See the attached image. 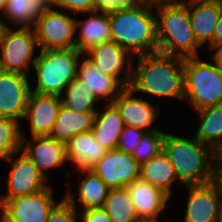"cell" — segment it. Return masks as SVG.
<instances>
[{
    "mask_svg": "<svg viewBox=\"0 0 222 222\" xmlns=\"http://www.w3.org/2000/svg\"><path fill=\"white\" fill-rule=\"evenodd\" d=\"M154 0L109 11L111 39L132 56L158 52Z\"/></svg>",
    "mask_w": 222,
    "mask_h": 222,
    "instance_id": "6da1fadb",
    "label": "cell"
},
{
    "mask_svg": "<svg viewBox=\"0 0 222 222\" xmlns=\"http://www.w3.org/2000/svg\"><path fill=\"white\" fill-rule=\"evenodd\" d=\"M130 88L135 92L184 100V58L160 52L138 55ZM134 70V71H133Z\"/></svg>",
    "mask_w": 222,
    "mask_h": 222,
    "instance_id": "7a4b0ae2",
    "label": "cell"
},
{
    "mask_svg": "<svg viewBox=\"0 0 222 222\" xmlns=\"http://www.w3.org/2000/svg\"><path fill=\"white\" fill-rule=\"evenodd\" d=\"M157 9L158 52L179 57L199 56L201 47L191 28L187 3L182 0H154Z\"/></svg>",
    "mask_w": 222,
    "mask_h": 222,
    "instance_id": "3957f363",
    "label": "cell"
},
{
    "mask_svg": "<svg viewBox=\"0 0 222 222\" xmlns=\"http://www.w3.org/2000/svg\"><path fill=\"white\" fill-rule=\"evenodd\" d=\"M163 152L184 186L211 181L214 151L195 136L191 139L165 133Z\"/></svg>",
    "mask_w": 222,
    "mask_h": 222,
    "instance_id": "277c9868",
    "label": "cell"
},
{
    "mask_svg": "<svg viewBox=\"0 0 222 222\" xmlns=\"http://www.w3.org/2000/svg\"><path fill=\"white\" fill-rule=\"evenodd\" d=\"M82 55L76 48L40 50L33 65L36 87L31 91L63 96L66 86L76 77L78 58Z\"/></svg>",
    "mask_w": 222,
    "mask_h": 222,
    "instance_id": "5b68a950",
    "label": "cell"
},
{
    "mask_svg": "<svg viewBox=\"0 0 222 222\" xmlns=\"http://www.w3.org/2000/svg\"><path fill=\"white\" fill-rule=\"evenodd\" d=\"M184 100L194 111L219 105L222 101V69L199 56L184 58Z\"/></svg>",
    "mask_w": 222,
    "mask_h": 222,
    "instance_id": "8992f818",
    "label": "cell"
},
{
    "mask_svg": "<svg viewBox=\"0 0 222 222\" xmlns=\"http://www.w3.org/2000/svg\"><path fill=\"white\" fill-rule=\"evenodd\" d=\"M36 46L33 28L14 30L3 27L0 34V70L28 75L26 70L36 61V56L33 58Z\"/></svg>",
    "mask_w": 222,
    "mask_h": 222,
    "instance_id": "52a82bcc",
    "label": "cell"
},
{
    "mask_svg": "<svg viewBox=\"0 0 222 222\" xmlns=\"http://www.w3.org/2000/svg\"><path fill=\"white\" fill-rule=\"evenodd\" d=\"M40 50L75 48L76 19L53 9L39 16L33 26Z\"/></svg>",
    "mask_w": 222,
    "mask_h": 222,
    "instance_id": "ba28073f",
    "label": "cell"
},
{
    "mask_svg": "<svg viewBox=\"0 0 222 222\" xmlns=\"http://www.w3.org/2000/svg\"><path fill=\"white\" fill-rule=\"evenodd\" d=\"M51 186L32 194L8 200L0 206L1 222H46L57 204Z\"/></svg>",
    "mask_w": 222,
    "mask_h": 222,
    "instance_id": "9c48e42d",
    "label": "cell"
},
{
    "mask_svg": "<svg viewBox=\"0 0 222 222\" xmlns=\"http://www.w3.org/2000/svg\"><path fill=\"white\" fill-rule=\"evenodd\" d=\"M9 156L7 160L11 162V169L7 181V193L0 197V206L8 200L25 195H32L46 189L47 179L39 172L30 158L22 151ZM15 158L13 160L12 158Z\"/></svg>",
    "mask_w": 222,
    "mask_h": 222,
    "instance_id": "30bf717a",
    "label": "cell"
},
{
    "mask_svg": "<svg viewBox=\"0 0 222 222\" xmlns=\"http://www.w3.org/2000/svg\"><path fill=\"white\" fill-rule=\"evenodd\" d=\"M109 189L127 187L140 178V164L131 154L113 149L91 169Z\"/></svg>",
    "mask_w": 222,
    "mask_h": 222,
    "instance_id": "8fae6325",
    "label": "cell"
},
{
    "mask_svg": "<svg viewBox=\"0 0 222 222\" xmlns=\"http://www.w3.org/2000/svg\"><path fill=\"white\" fill-rule=\"evenodd\" d=\"M84 55L89 56L88 59L94 63L101 73L115 78L124 88L130 86L134 60H132V55L115 41L110 40L98 44L88 50ZM125 68H127V73L125 77L120 78V74L123 73Z\"/></svg>",
    "mask_w": 222,
    "mask_h": 222,
    "instance_id": "7c38bea8",
    "label": "cell"
},
{
    "mask_svg": "<svg viewBox=\"0 0 222 222\" xmlns=\"http://www.w3.org/2000/svg\"><path fill=\"white\" fill-rule=\"evenodd\" d=\"M27 75L0 70V117L24 118L31 86Z\"/></svg>",
    "mask_w": 222,
    "mask_h": 222,
    "instance_id": "4fadbf2b",
    "label": "cell"
},
{
    "mask_svg": "<svg viewBox=\"0 0 222 222\" xmlns=\"http://www.w3.org/2000/svg\"><path fill=\"white\" fill-rule=\"evenodd\" d=\"M188 200L184 222H218L221 197L210 181L204 184L186 185Z\"/></svg>",
    "mask_w": 222,
    "mask_h": 222,
    "instance_id": "5bb4252c",
    "label": "cell"
},
{
    "mask_svg": "<svg viewBox=\"0 0 222 222\" xmlns=\"http://www.w3.org/2000/svg\"><path fill=\"white\" fill-rule=\"evenodd\" d=\"M21 149L47 180L46 169L63 166L68 161L66 144L56 141L49 135L32 136L27 143L22 137Z\"/></svg>",
    "mask_w": 222,
    "mask_h": 222,
    "instance_id": "9a60e30c",
    "label": "cell"
},
{
    "mask_svg": "<svg viewBox=\"0 0 222 222\" xmlns=\"http://www.w3.org/2000/svg\"><path fill=\"white\" fill-rule=\"evenodd\" d=\"M133 93L135 92L130 87H126L112 102L117 107L124 125L145 132L156 131L152 125L159 115V109L147 100L133 97Z\"/></svg>",
    "mask_w": 222,
    "mask_h": 222,
    "instance_id": "2e32d148",
    "label": "cell"
},
{
    "mask_svg": "<svg viewBox=\"0 0 222 222\" xmlns=\"http://www.w3.org/2000/svg\"><path fill=\"white\" fill-rule=\"evenodd\" d=\"M61 105L58 95L30 92L24 119L31 123V137L50 135Z\"/></svg>",
    "mask_w": 222,
    "mask_h": 222,
    "instance_id": "e0dca14e",
    "label": "cell"
},
{
    "mask_svg": "<svg viewBox=\"0 0 222 222\" xmlns=\"http://www.w3.org/2000/svg\"><path fill=\"white\" fill-rule=\"evenodd\" d=\"M126 188L134 203L138 218L142 222H159L157 216L164 210L170 196L140 178Z\"/></svg>",
    "mask_w": 222,
    "mask_h": 222,
    "instance_id": "ac0fdd59",
    "label": "cell"
},
{
    "mask_svg": "<svg viewBox=\"0 0 222 222\" xmlns=\"http://www.w3.org/2000/svg\"><path fill=\"white\" fill-rule=\"evenodd\" d=\"M108 152L94 137L92 130L74 135L66 143L69 162L77 170H91L94 165Z\"/></svg>",
    "mask_w": 222,
    "mask_h": 222,
    "instance_id": "d6986e66",
    "label": "cell"
},
{
    "mask_svg": "<svg viewBox=\"0 0 222 222\" xmlns=\"http://www.w3.org/2000/svg\"><path fill=\"white\" fill-rule=\"evenodd\" d=\"M90 15L86 20H76V31L80 30L75 48L82 54L98 44L112 40L109 12L95 10Z\"/></svg>",
    "mask_w": 222,
    "mask_h": 222,
    "instance_id": "ffe728a7",
    "label": "cell"
},
{
    "mask_svg": "<svg viewBox=\"0 0 222 222\" xmlns=\"http://www.w3.org/2000/svg\"><path fill=\"white\" fill-rule=\"evenodd\" d=\"M187 8L191 28L197 43L202 46L205 42H208V47L211 48L222 3H187Z\"/></svg>",
    "mask_w": 222,
    "mask_h": 222,
    "instance_id": "44dd1931",
    "label": "cell"
},
{
    "mask_svg": "<svg viewBox=\"0 0 222 222\" xmlns=\"http://www.w3.org/2000/svg\"><path fill=\"white\" fill-rule=\"evenodd\" d=\"M84 56L83 54V61L78 62L76 77L84 81V84L89 90H93L99 100L104 99L112 103L124 87L115 78L101 73L94 63Z\"/></svg>",
    "mask_w": 222,
    "mask_h": 222,
    "instance_id": "7402d4cb",
    "label": "cell"
},
{
    "mask_svg": "<svg viewBox=\"0 0 222 222\" xmlns=\"http://www.w3.org/2000/svg\"><path fill=\"white\" fill-rule=\"evenodd\" d=\"M96 112H75L61 105L50 137L66 144L74 135L92 130Z\"/></svg>",
    "mask_w": 222,
    "mask_h": 222,
    "instance_id": "603a6c76",
    "label": "cell"
},
{
    "mask_svg": "<svg viewBox=\"0 0 222 222\" xmlns=\"http://www.w3.org/2000/svg\"><path fill=\"white\" fill-rule=\"evenodd\" d=\"M79 172L86 177L79 183V187L76 186L78 188V200L75 199V195L71 192V189H68L64 197L75 208L76 202H79L82 210L103 207L109 188L92 170H80Z\"/></svg>",
    "mask_w": 222,
    "mask_h": 222,
    "instance_id": "cb8c5ba5",
    "label": "cell"
},
{
    "mask_svg": "<svg viewBox=\"0 0 222 222\" xmlns=\"http://www.w3.org/2000/svg\"><path fill=\"white\" fill-rule=\"evenodd\" d=\"M105 108L102 112H96L92 133L101 145L113 150L117 148L119 136L125 125L113 103L106 104Z\"/></svg>",
    "mask_w": 222,
    "mask_h": 222,
    "instance_id": "d4e9b609",
    "label": "cell"
},
{
    "mask_svg": "<svg viewBox=\"0 0 222 222\" xmlns=\"http://www.w3.org/2000/svg\"><path fill=\"white\" fill-rule=\"evenodd\" d=\"M52 6L51 0H7L2 14L19 28H33L36 19Z\"/></svg>",
    "mask_w": 222,
    "mask_h": 222,
    "instance_id": "484cf974",
    "label": "cell"
},
{
    "mask_svg": "<svg viewBox=\"0 0 222 222\" xmlns=\"http://www.w3.org/2000/svg\"><path fill=\"white\" fill-rule=\"evenodd\" d=\"M140 179L172 195V183L178 181L177 174L168 157L162 151L159 155L140 165Z\"/></svg>",
    "mask_w": 222,
    "mask_h": 222,
    "instance_id": "4316f807",
    "label": "cell"
},
{
    "mask_svg": "<svg viewBox=\"0 0 222 222\" xmlns=\"http://www.w3.org/2000/svg\"><path fill=\"white\" fill-rule=\"evenodd\" d=\"M201 123L195 137L213 151L222 143V105H214L196 111Z\"/></svg>",
    "mask_w": 222,
    "mask_h": 222,
    "instance_id": "83f0119b",
    "label": "cell"
},
{
    "mask_svg": "<svg viewBox=\"0 0 222 222\" xmlns=\"http://www.w3.org/2000/svg\"><path fill=\"white\" fill-rule=\"evenodd\" d=\"M102 208L112 222H142L126 187L109 189Z\"/></svg>",
    "mask_w": 222,
    "mask_h": 222,
    "instance_id": "f1b7e54d",
    "label": "cell"
},
{
    "mask_svg": "<svg viewBox=\"0 0 222 222\" xmlns=\"http://www.w3.org/2000/svg\"><path fill=\"white\" fill-rule=\"evenodd\" d=\"M66 96H60L61 104L75 112H97L95 103L100 101L84 81L75 77L64 89Z\"/></svg>",
    "mask_w": 222,
    "mask_h": 222,
    "instance_id": "f546056e",
    "label": "cell"
},
{
    "mask_svg": "<svg viewBox=\"0 0 222 222\" xmlns=\"http://www.w3.org/2000/svg\"><path fill=\"white\" fill-rule=\"evenodd\" d=\"M24 136L19 121L0 117V159H7L14 153L20 152Z\"/></svg>",
    "mask_w": 222,
    "mask_h": 222,
    "instance_id": "4dcf8cb0",
    "label": "cell"
},
{
    "mask_svg": "<svg viewBox=\"0 0 222 222\" xmlns=\"http://www.w3.org/2000/svg\"><path fill=\"white\" fill-rule=\"evenodd\" d=\"M165 133L159 130L145 132L132 152V157L141 165L163 151Z\"/></svg>",
    "mask_w": 222,
    "mask_h": 222,
    "instance_id": "1f68e13d",
    "label": "cell"
},
{
    "mask_svg": "<svg viewBox=\"0 0 222 222\" xmlns=\"http://www.w3.org/2000/svg\"><path fill=\"white\" fill-rule=\"evenodd\" d=\"M65 197L58 202L50 211L46 222H76L77 211Z\"/></svg>",
    "mask_w": 222,
    "mask_h": 222,
    "instance_id": "d6a6232c",
    "label": "cell"
},
{
    "mask_svg": "<svg viewBox=\"0 0 222 222\" xmlns=\"http://www.w3.org/2000/svg\"><path fill=\"white\" fill-rule=\"evenodd\" d=\"M144 133L145 131L142 129L133 126H124L119 136L117 149L124 153L132 154Z\"/></svg>",
    "mask_w": 222,
    "mask_h": 222,
    "instance_id": "836d02e7",
    "label": "cell"
},
{
    "mask_svg": "<svg viewBox=\"0 0 222 222\" xmlns=\"http://www.w3.org/2000/svg\"><path fill=\"white\" fill-rule=\"evenodd\" d=\"M53 6L82 14L96 10L95 0H53Z\"/></svg>",
    "mask_w": 222,
    "mask_h": 222,
    "instance_id": "e575fe53",
    "label": "cell"
},
{
    "mask_svg": "<svg viewBox=\"0 0 222 222\" xmlns=\"http://www.w3.org/2000/svg\"><path fill=\"white\" fill-rule=\"evenodd\" d=\"M143 1L144 0H95V6L97 11L109 12L118 8L134 7Z\"/></svg>",
    "mask_w": 222,
    "mask_h": 222,
    "instance_id": "d590c367",
    "label": "cell"
},
{
    "mask_svg": "<svg viewBox=\"0 0 222 222\" xmlns=\"http://www.w3.org/2000/svg\"><path fill=\"white\" fill-rule=\"evenodd\" d=\"M83 222H112L107 212L102 208H88L78 213Z\"/></svg>",
    "mask_w": 222,
    "mask_h": 222,
    "instance_id": "8d00e7d4",
    "label": "cell"
},
{
    "mask_svg": "<svg viewBox=\"0 0 222 222\" xmlns=\"http://www.w3.org/2000/svg\"><path fill=\"white\" fill-rule=\"evenodd\" d=\"M213 162L215 164H213L214 167H212L211 182L215 185L217 192L222 199V164H218L215 160Z\"/></svg>",
    "mask_w": 222,
    "mask_h": 222,
    "instance_id": "74e56055",
    "label": "cell"
},
{
    "mask_svg": "<svg viewBox=\"0 0 222 222\" xmlns=\"http://www.w3.org/2000/svg\"><path fill=\"white\" fill-rule=\"evenodd\" d=\"M222 43V9L213 35V46Z\"/></svg>",
    "mask_w": 222,
    "mask_h": 222,
    "instance_id": "f35d334b",
    "label": "cell"
},
{
    "mask_svg": "<svg viewBox=\"0 0 222 222\" xmlns=\"http://www.w3.org/2000/svg\"><path fill=\"white\" fill-rule=\"evenodd\" d=\"M211 50H215L214 51V55L212 56V61L222 69V43L217 44L215 46H212L210 48Z\"/></svg>",
    "mask_w": 222,
    "mask_h": 222,
    "instance_id": "ab89813d",
    "label": "cell"
},
{
    "mask_svg": "<svg viewBox=\"0 0 222 222\" xmlns=\"http://www.w3.org/2000/svg\"><path fill=\"white\" fill-rule=\"evenodd\" d=\"M214 160L222 164V143L214 150Z\"/></svg>",
    "mask_w": 222,
    "mask_h": 222,
    "instance_id": "60d3db41",
    "label": "cell"
},
{
    "mask_svg": "<svg viewBox=\"0 0 222 222\" xmlns=\"http://www.w3.org/2000/svg\"><path fill=\"white\" fill-rule=\"evenodd\" d=\"M184 3H203V2H209V3H222V0H182Z\"/></svg>",
    "mask_w": 222,
    "mask_h": 222,
    "instance_id": "b9f144b4",
    "label": "cell"
},
{
    "mask_svg": "<svg viewBox=\"0 0 222 222\" xmlns=\"http://www.w3.org/2000/svg\"><path fill=\"white\" fill-rule=\"evenodd\" d=\"M6 2L7 0H0V13H3L4 9H5V6H6Z\"/></svg>",
    "mask_w": 222,
    "mask_h": 222,
    "instance_id": "7bdbcfd3",
    "label": "cell"
},
{
    "mask_svg": "<svg viewBox=\"0 0 222 222\" xmlns=\"http://www.w3.org/2000/svg\"><path fill=\"white\" fill-rule=\"evenodd\" d=\"M218 222H222V200L219 207V219Z\"/></svg>",
    "mask_w": 222,
    "mask_h": 222,
    "instance_id": "ee69618b",
    "label": "cell"
},
{
    "mask_svg": "<svg viewBox=\"0 0 222 222\" xmlns=\"http://www.w3.org/2000/svg\"><path fill=\"white\" fill-rule=\"evenodd\" d=\"M3 27H6V28H9V26L7 24H5L2 19H0V34H1V31L3 29Z\"/></svg>",
    "mask_w": 222,
    "mask_h": 222,
    "instance_id": "f6af8a7d",
    "label": "cell"
}]
</instances>
